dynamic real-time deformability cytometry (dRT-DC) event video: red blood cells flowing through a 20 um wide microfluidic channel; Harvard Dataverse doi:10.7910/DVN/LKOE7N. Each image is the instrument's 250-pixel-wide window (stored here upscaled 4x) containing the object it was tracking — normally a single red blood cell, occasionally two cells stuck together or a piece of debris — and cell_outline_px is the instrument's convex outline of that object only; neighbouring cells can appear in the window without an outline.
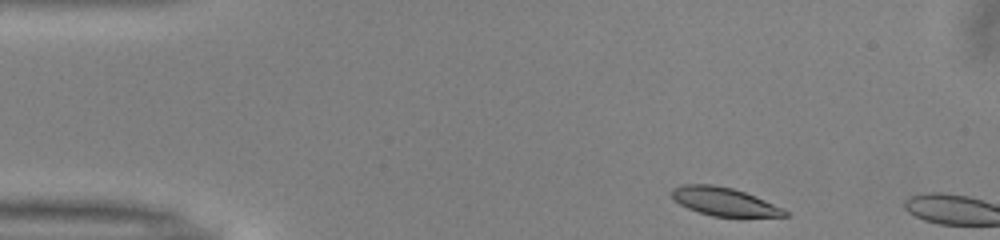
{"species": "common noctule bat (a hibernating species)", "species_latin": "Nyctalus noctula", "temperature_condition": "warm", "stored_images_in_passage": 3, "camera_frame_rate_fps": 3000, "um_per_image_px": 0.085, "animal": {"sex": "male", "body_mass_g": 13.0, "forearm_length_mm": 53.1}, "frame": {"image": 1, "passage_image": 1, "time_ms": 0.0, "image_size_px": [1000, 240], "cell_outline_px": [[788, 216], [712, 216], [688, 208], [680, 204], [672, 196], [672, 188], [680, 184], [712, 184], [732, 188], [744, 192], [784, 208], [788, 212]], "centroid_in_image_um": [61.54, 17.12], "position_along_channel_um": 23.5, "area_um2": 18.32}}